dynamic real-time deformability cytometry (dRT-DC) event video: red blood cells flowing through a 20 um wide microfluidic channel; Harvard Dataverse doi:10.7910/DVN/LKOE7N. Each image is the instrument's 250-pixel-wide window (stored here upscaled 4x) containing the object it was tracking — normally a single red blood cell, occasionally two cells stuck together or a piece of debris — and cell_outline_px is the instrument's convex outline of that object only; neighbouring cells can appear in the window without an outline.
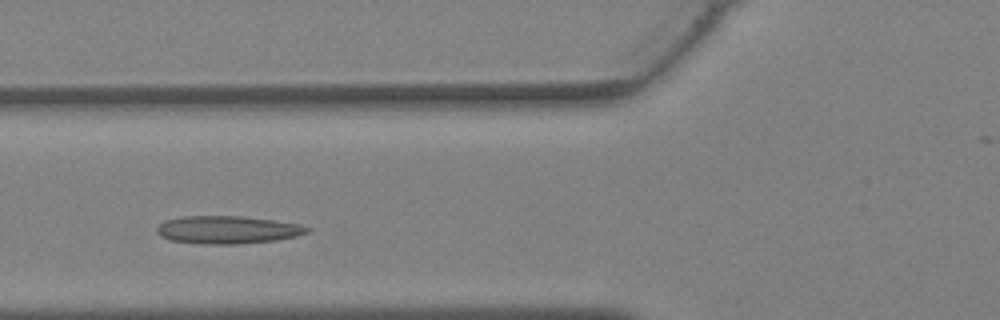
{"species": "Egyptian fruit bat (a non-hibernating species)", "species_latin": "Rousettus aegyptiacus", "temperature_condition": "warm", "stored_images_in_passage": 22, "camera_frame_rate_fps": 3000, "um_per_image_px": 0.085, "animal": {"sex": "female"}, "frame": {"image": 1, "passage_image": 6, "time_ms": 1.667, "image_size_px": [1000, 320], "cell_outline_px": [[308, 232], [296, 236], [276, 240], [236, 244], [204, 244], [168, 240], [160, 236], [156, 232], [156, 228], [164, 220], [184, 216], [240, 216], [272, 220], [296, 224], [308, 228]], "centroid_in_image_um": [19.25, 19.53], "position_along_channel_um": 106.5, "area_um2": 24.16}}
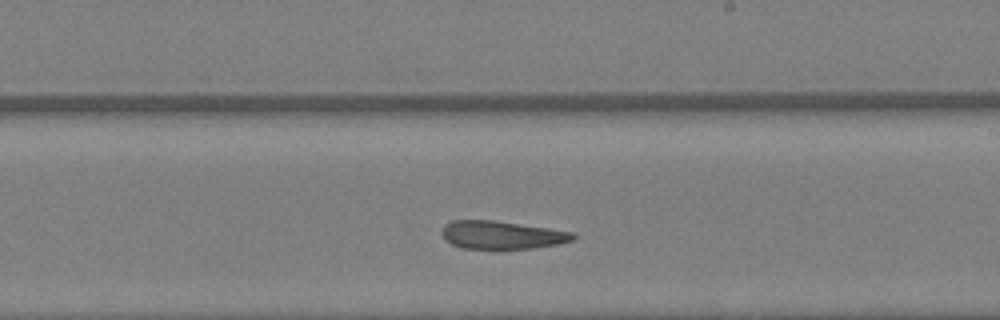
{"frame": {"image": 2, "passage_image": 14, "time_ms": 4.333, "image_size_px": [1000, 320], "cell_outline_px": [[576, 236], [572, 240], [560, 244], [532, 248], [460, 248], [444, 240], [440, 232], [444, 224], [452, 220], [492, 220], [576, 232]], "centroid_in_image_um": [42.63, 19.96], "position_along_channel_um": 246.4, "area_um2": 21.5}}
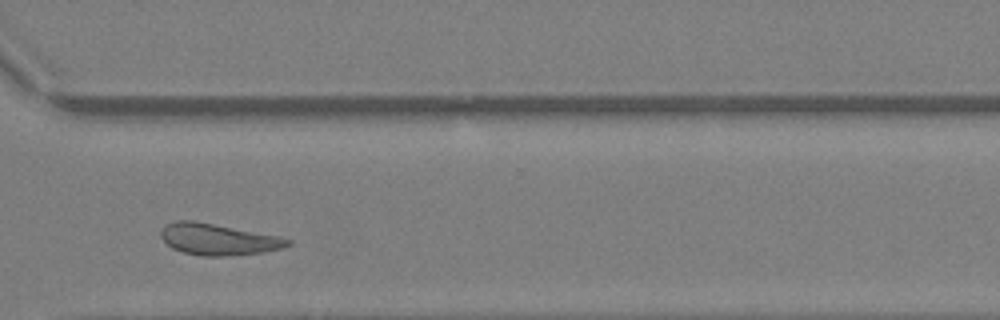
{"frame": {"image": 3, "passage_image": 20, "time_ms": 6.333, "image_size_px": [1000, 320], "cell_outline_px": [[292, 244], [280, 248], [264, 252], [224, 256], [200, 256], [184, 252], [172, 248], [160, 236], [160, 232], [168, 224], [176, 220], [192, 220], [280, 236], [292, 240]], "centroid_in_image_um": [18.56, 20.34], "position_along_channel_um": 352.0, "area_um2": 23.0}}